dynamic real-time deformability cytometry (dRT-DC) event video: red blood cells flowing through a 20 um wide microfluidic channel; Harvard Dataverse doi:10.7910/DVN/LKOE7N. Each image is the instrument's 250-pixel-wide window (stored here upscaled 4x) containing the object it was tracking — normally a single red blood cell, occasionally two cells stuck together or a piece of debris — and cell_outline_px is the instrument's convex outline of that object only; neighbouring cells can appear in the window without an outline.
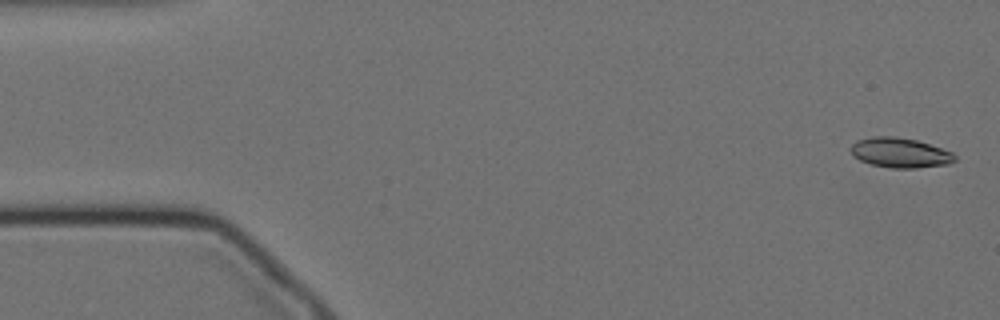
{"species": "Egyptian fruit bat (a non-hibernating species)", "species_latin": "Rousettus aegyptiacus", "temperature_condition": "cold", "stored_images_in_passage": 19, "camera_frame_rate_fps": 3000, "um_per_image_px": 0.085, "animal": {"sex": "female"}, "frame": {"image": 1, "passage_image": 2, "time_ms": 0.333, "image_size_px": [1000, 320], "cell_outline_px": [[956, 160], [948, 164], [916, 168], [892, 168], [872, 164], [860, 160], [852, 156], [848, 148], [856, 140], [872, 136], [896, 136], [916, 140], [952, 152], [956, 156]], "centroid_in_image_um": [76.45, 12.97], "position_along_channel_um": 8.5, "area_um2": 18.21}}